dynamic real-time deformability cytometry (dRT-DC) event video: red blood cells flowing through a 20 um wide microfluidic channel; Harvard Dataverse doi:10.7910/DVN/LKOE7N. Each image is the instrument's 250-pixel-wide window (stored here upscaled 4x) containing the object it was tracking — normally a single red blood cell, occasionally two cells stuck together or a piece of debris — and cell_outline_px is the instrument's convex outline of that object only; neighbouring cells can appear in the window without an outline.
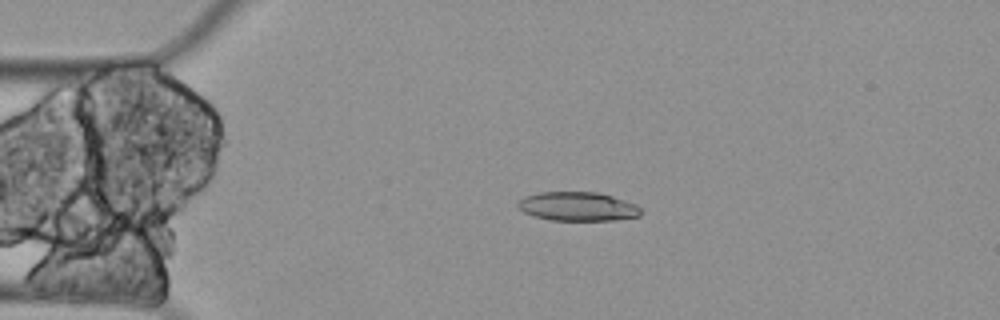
{"species": "Egyptian fruit bat (a non-hibernating species)", "species_latin": "Rousettus aegyptiacus", "temperature_condition": "cold", "stored_images_in_passage": 3, "camera_frame_rate_fps": 3000, "um_per_image_px": 0.085, "animal": {"sex": "female"}, "frame": {"image": 1, "passage_image": 2, "time_ms": 0.333, "image_size_px": [1000, 320], "cell_outline_px": [[644, 212], [640, 216], [612, 220], [552, 220], [532, 216], [524, 212], [516, 204], [516, 200], [524, 196], [540, 192], [596, 192], [612, 196], [636, 204]], "centroid_in_image_um": [49.09, 17.55], "position_along_channel_um": 35.9, "area_um2": 20.87}}